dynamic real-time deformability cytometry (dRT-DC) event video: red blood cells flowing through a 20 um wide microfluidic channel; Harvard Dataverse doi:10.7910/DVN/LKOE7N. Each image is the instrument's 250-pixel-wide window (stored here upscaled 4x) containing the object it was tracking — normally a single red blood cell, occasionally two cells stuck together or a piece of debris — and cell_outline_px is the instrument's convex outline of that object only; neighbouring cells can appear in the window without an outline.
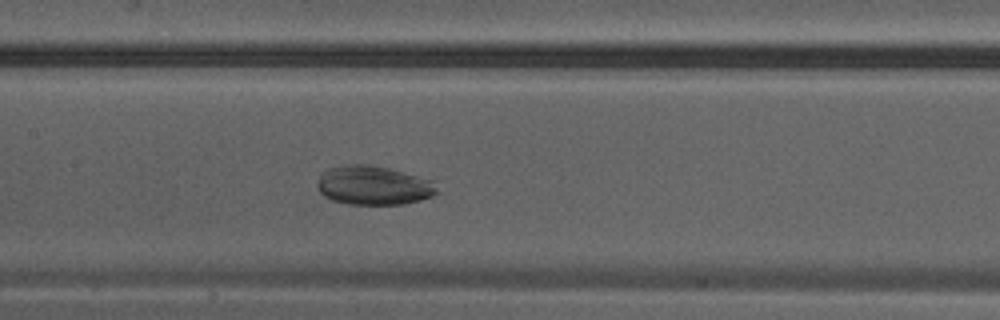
{"species": "Egyptian fruit bat (a non-hibernating species)", "species_latin": "Rousettus aegyptiacus", "temperature_condition": "warm", "stored_images_in_passage": 15, "camera_frame_rate_fps": 3000, "um_per_image_px": 0.085, "animal": {"sex": "male"}, "frame": {"image": 1, "passage_image": 11, "time_ms": 3.333, "image_size_px": [1000, 320], "cell_outline_px": [[440, 192], [432, 196], [420, 200], [404, 204], [348, 204], [332, 200], [324, 196], [316, 188], [316, 184], [320, 176], [328, 168], [344, 164], [364, 164], [388, 168], [432, 180]], "centroid_in_image_um": [31.73, 15.76], "position_along_channel_um": 175.7, "area_um2": 27.28}}
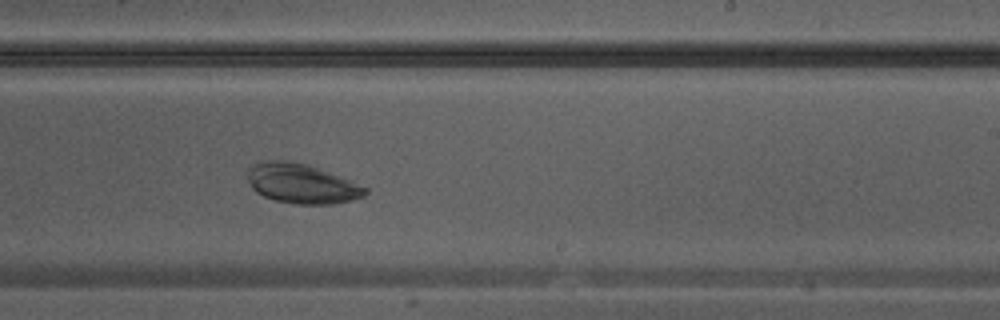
{"frame": {"image": 2, "passage_image": 15, "time_ms": 4.667, "image_size_px": [1000, 320], "cell_outline_px": [[368, 192], [364, 196], [352, 200], [332, 204], [296, 204], [276, 200], [264, 196], [256, 192], [252, 188], [248, 180], [248, 168], [252, 164], [260, 160], [288, 160], [308, 164], [340, 176], [368, 188]], "centroid_in_image_um": [25.62, 15.59], "position_along_channel_um": 263.4, "area_um2": 27.34}}